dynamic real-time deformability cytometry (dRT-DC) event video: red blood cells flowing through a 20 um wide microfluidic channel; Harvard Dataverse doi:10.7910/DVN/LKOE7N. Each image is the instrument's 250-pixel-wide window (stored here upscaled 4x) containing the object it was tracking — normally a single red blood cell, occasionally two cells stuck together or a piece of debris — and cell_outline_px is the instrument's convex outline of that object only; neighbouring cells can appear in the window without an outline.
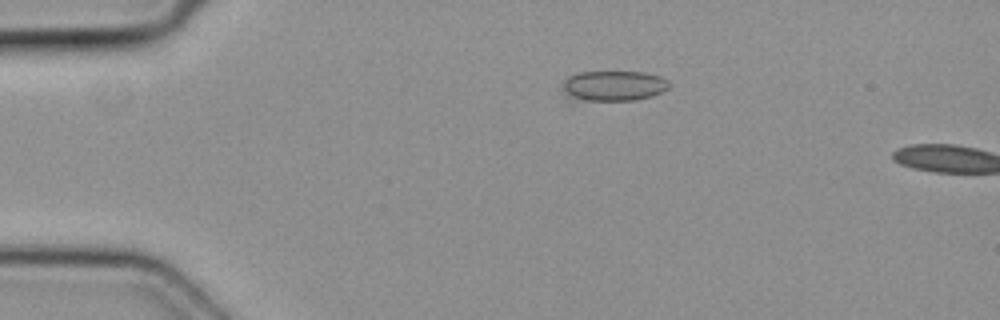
{"species": "common noctule bat (a hibernating species)", "species_latin": "Nyctalus noctula", "temperature_condition": "cold", "stored_images_in_passage": 4, "camera_frame_rate_fps": 3000, "um_per_image_px": 0.085, "animal": {"sex": "female", "body_mass_g": 19.3, "forearm_length_mm": 54.1}, "frame": {"image": 1, "passage_image": 3, "time_ms": 0.667, "image_size_px": [1000, 320], "cell_outline_px": [[672, 84], [668, 88], [652, 96], [636, 100], [584, 100], [564, 96], [564, 80], [568, 76], [580, 72], [644, 72], [660, 76], [668, 80]], "centroid_in_image_um": [52.18, 7.29], "position_along_channel_um": 32.8, "area_um2": 18.79}}